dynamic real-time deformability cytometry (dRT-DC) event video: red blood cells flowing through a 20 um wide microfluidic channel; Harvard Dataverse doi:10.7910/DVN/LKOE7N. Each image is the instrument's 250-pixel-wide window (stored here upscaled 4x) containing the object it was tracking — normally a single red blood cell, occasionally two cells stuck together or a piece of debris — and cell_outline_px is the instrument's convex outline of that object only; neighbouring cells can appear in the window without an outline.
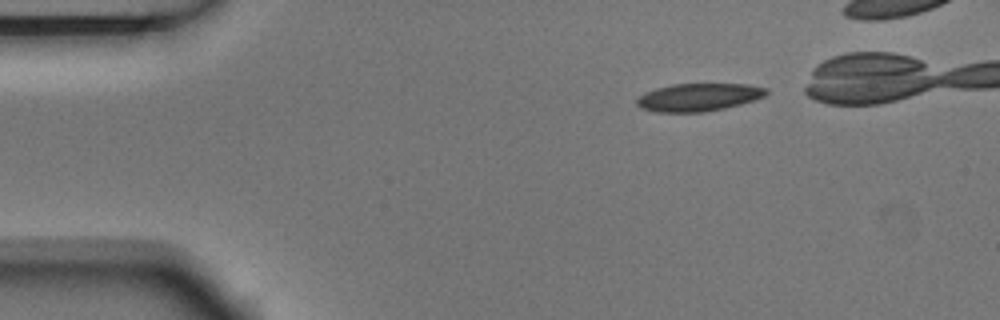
{"species": "Egyptian fruit bat (a non-hibernating species)", "species_latin": "Rousettus aegyptiacus", "temperature_condition": "room temperature", "stored_images_in_passage": 4, "camera_frame_rate_fps": 3000, "um_per_image_px": 0.085, "animal": {"sex": "male"}, "frame": {"image": 1, "passage_image": 1, "time_ms": 0.0, "image_size_px": [1000, 320], "cell_outline_px": [[768, 92], [764, 96], [740, 104], [724, 108], [704, 112], [656, 112], [640, 108], [636, 104], [636, 100], [644, 92], [656, 88], [672, 84], [748, 84], [768, 88]], "centroid_in_image_um": [59.35, 8.26], "position_along_channel_um": 25.6, "area_um2": 20.98}}